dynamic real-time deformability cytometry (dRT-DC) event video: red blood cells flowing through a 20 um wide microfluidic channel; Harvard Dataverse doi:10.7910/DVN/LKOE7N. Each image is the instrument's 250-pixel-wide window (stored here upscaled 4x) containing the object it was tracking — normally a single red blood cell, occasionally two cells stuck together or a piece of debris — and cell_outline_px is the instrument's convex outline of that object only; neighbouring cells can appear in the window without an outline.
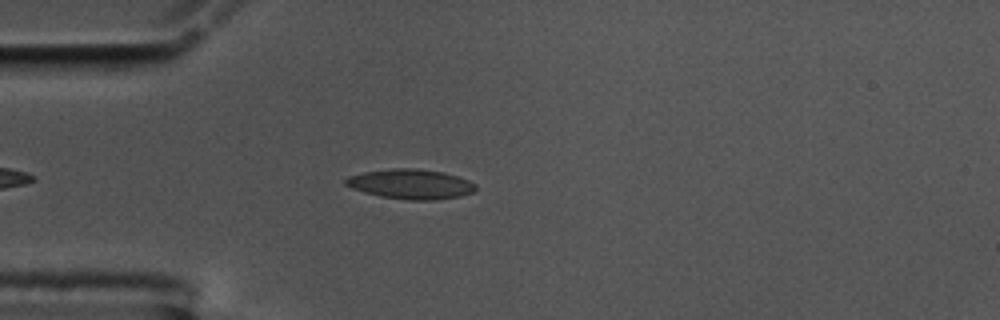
{"species": "common noctule bat (a hibernating species)", "species_latin": "Nyctalus noctula", "temperature_condition": "cold", "stored_images_in_passage": 48, "camera_frame_rate_fps": 3000, "um_per_image_px": 0.085, "animal": {"sex": "male", "body_mass_g": 17.5, "forearm_length_mm": 52.3}, "frame": {"image": 1, "passage_image": 7, "time_ms": 2.0, "image_size_px": [1000, 320], "cell_outline_px": [[476, 192], [460, 196], [436, 200], [408, 200], [380, 196], [364, 192], [352, 188], [344, 184], [344, 180], [348, 176], [364, 172], [392, 168], [416, 168], [444, 172], [468, 180], [476, 184]], "centroid_in_image_um": [34.93, 15.65], "position_along_channel_um": 50.1, "area_um2": 22.72}}
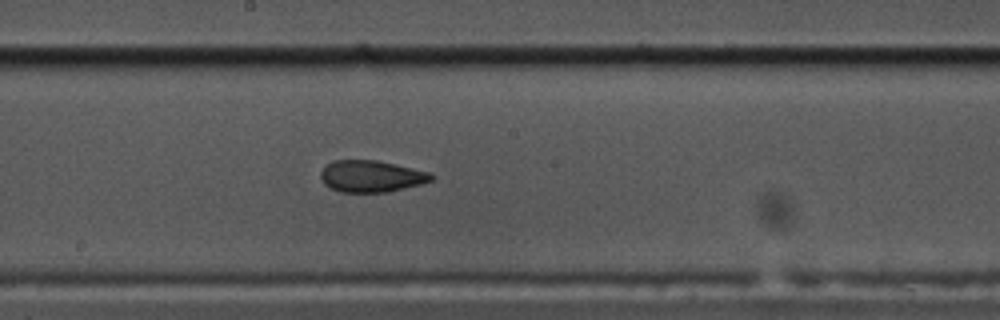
{"frame": {"image": 2, "passage_image": 22, "time_ms": 7.0, "image_size_px": [1000, 320], "cell_outline_px": [[436, 176], [432, 180], [420, 184], [388, 192], [340, 192], [324, 184], [320, 180], [320, 172], [332, 160], [376, 160], [396, 164], [428, 172]], "centroid_in_image_um": [31.54, 14.98], "position_along_channel_um": 216.7, "area_um2": 20.4}}
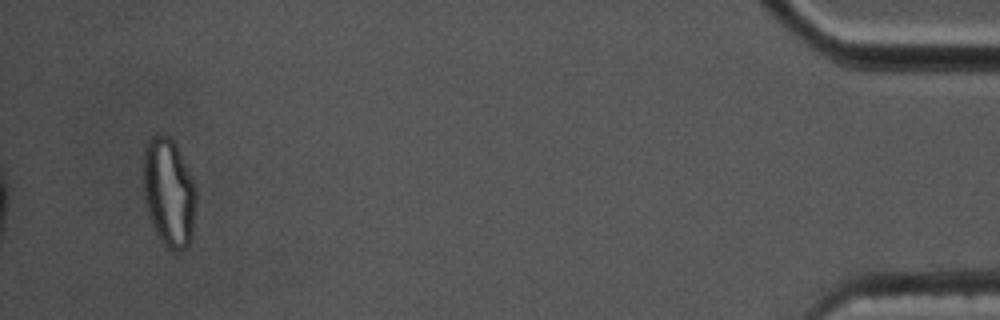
{"frame": {"image": 3, "passage_image": 46, "time_ms": 15.0, "image_size_px": [1000, 320], "cell_outline_px": [[196, 200], [192, 236], [188, 244], [180, 252], [176, 252], [168, 248], [160, 240], [152, 224], [144, 200], [140, 168], [144, 144], [156, 132], [168, 136], [176, 144], [196, 188]], "centroid_in_image_um": [14.29, 16.31], "position_along_channel_um": 420.9, "area_um2": 34.22}, "authors_computed_cell_mechanics": {"area_um2": 21.4438, "velocity_mm_per_s": 3.5388, "shape_relaxation_time_tau1_ms": null, "shape_relaxation_time_tau2_ms": 1.4689, "deformation_change_tau1": null, "deformation_change_tau2": 0.0652}}